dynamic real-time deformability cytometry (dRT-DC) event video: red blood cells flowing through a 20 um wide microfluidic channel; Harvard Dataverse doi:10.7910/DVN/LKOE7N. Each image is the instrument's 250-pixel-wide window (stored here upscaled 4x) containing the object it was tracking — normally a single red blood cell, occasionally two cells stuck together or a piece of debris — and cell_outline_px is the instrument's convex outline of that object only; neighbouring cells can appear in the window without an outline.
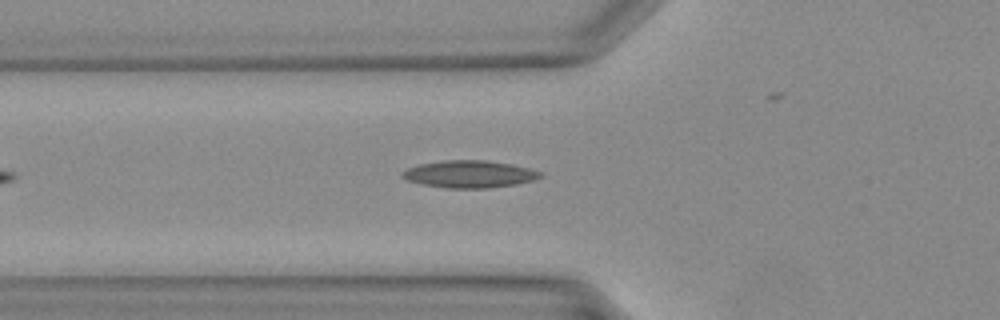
{"species": "Egyptian fruit bat (a non-hibernating species)", "species_latin": "Rousettus aegyptiacus", "temperature_condition": "warm", "stored_images_in_passage": 30, "camera_frame_rate_fps": 3000, "um_per_image_px": 0.085, "animal": {"sex": "female"}, "frame": {"image": 1, "passage_image": 5, "time_ms": 1.333, "image_size_px": [1000, 320], "cell_outline_px": [[544, 176], [532, 180], [516, 184], [488, 188], [448, 188], [420, 184], [408, 180], [400, 176], [408, 168], [420, 164], [444, 160], [488, 160], [512, 164], [544, 172]], "centroid_in_image_um": [39.94, 14.8], "position_along_channel_um": 85.9, "area_um2": 21.91}}
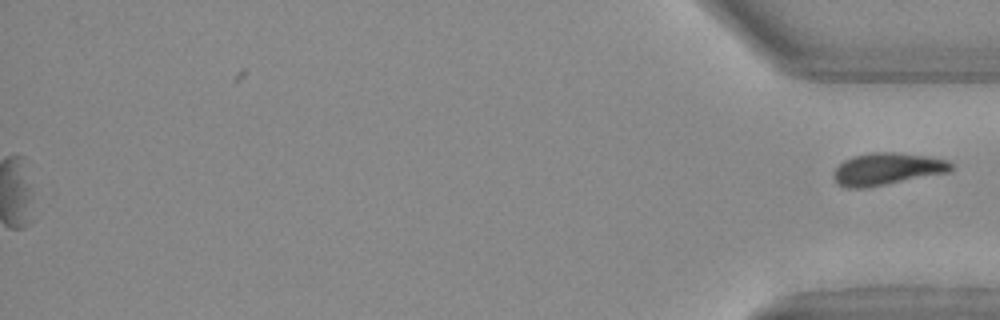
{"frame": {"image": 2, "passage_image": 30, "time_ms": 9.667, "image_size_px": [1000, 320], "cell_outline_px": [[952, 172], [864, 188], [848, 188], [836, 184], [832, 176], [836, 168], [844, 160], [852, 156], [872, 152], [896, 152], [932, 156], [948, 160], [952, 164]], "centroid_in_image_um": [75.42, 14.35], "position_along_channel_um": 359.8, "area_um2": 22.31}}